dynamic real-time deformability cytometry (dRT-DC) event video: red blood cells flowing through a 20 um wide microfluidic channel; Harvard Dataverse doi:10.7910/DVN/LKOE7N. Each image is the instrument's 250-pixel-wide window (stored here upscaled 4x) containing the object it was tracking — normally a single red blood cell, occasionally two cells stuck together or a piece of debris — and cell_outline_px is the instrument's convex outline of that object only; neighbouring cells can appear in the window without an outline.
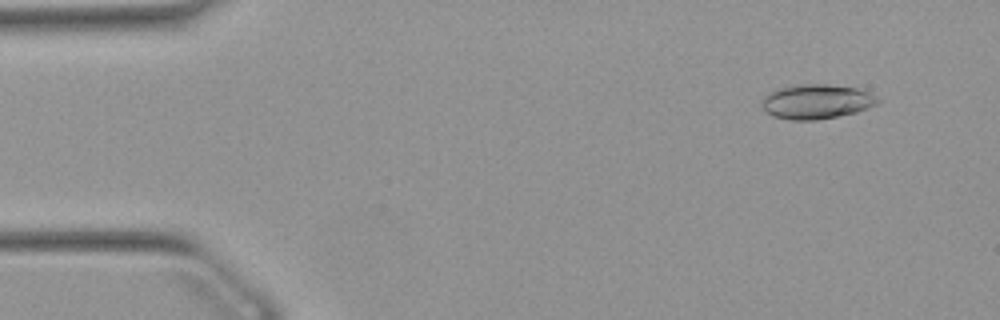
{"species": "Egyptian fruit bat (a non-hibernating species)", "species_latin": "Rousettus aegyptiacus", "temperature_condition": "warm", "stored_images_in_passage": 52, "camera_frame_rate_fps": 3000, "um_per_image_px": 0.085, "animal": {"sex": "female"}, "frame": {"image": 1, "passage_image": 4, "time_ms": 1.0, "image_size_px": [1000, 320], "cell_outline_px": [[880, 104], [856, 112], [816, 120], [792, 120], [772, 116], [760, 104], [764, 96], [772, 92], [784, 88], [808, 84], [828, 84], [856, 88], [868, 92], [876, 96], [880, 100]], "centroid_in_image_um": [69.45, 8.65], "position_along_channel_um": 15.5, "area_um2": 23.0}}
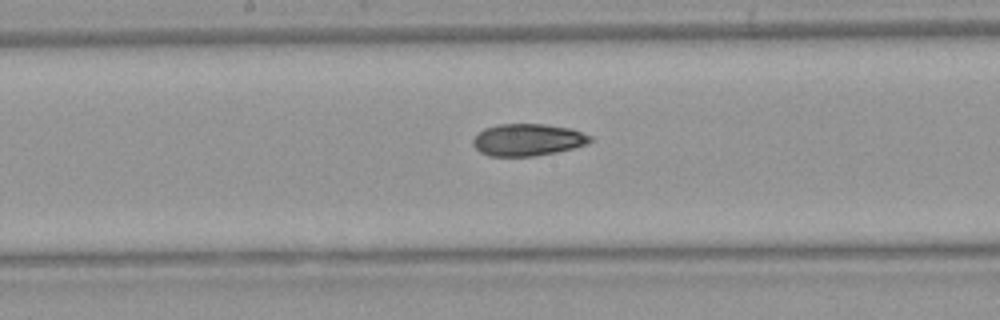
{"frame": {"image": 2, "passage_image": 26, "time_ms": 8.333, "image_size_px": [1000, 320], "cell_outline_px": [[592, 140], [588, 144], [556, 152], [532, 156], [488, 156], [480, 152], [472, 144], [472, 140], [484, 128], [500, 124], [544, 124], [572, 128], [592, 136]], "centroid_in_image_um": [44.87, 11.88], "position_along_channel_um": 203.3, "area_um2": 21.91}}
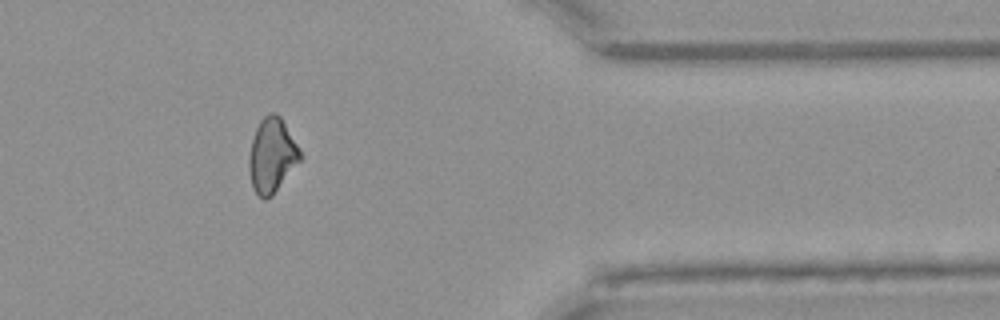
{"frame": {"image": 3, "passage_image": 42, "time_ms": 13.667, "image_size_px": [1000, 320], "cell_outline_px": [[300, 160], [272, 196], [264, 200], [252, 188], [248, 168], [248, 160], [252, 140], [256, 128], [260, 120], [268, 112], [276, 112], [280, 116], [296, 144], [300, 152]], "centroid_in_image_um": [23.07, 13.21], "position_along_channel_um": 388.3, "area_um2": 21.85}, "authors_computed_cell_mechanics": {"area_um2": 22.1952, "velocity_mm_per_s": 3.8959, "shape_relaxation_time_tau1_ms": null, "shape_relaxation_time_tau2_ms": 7.5628, "deformation_change_tau1": null, "deformation_change_tau2": 0.1577}}